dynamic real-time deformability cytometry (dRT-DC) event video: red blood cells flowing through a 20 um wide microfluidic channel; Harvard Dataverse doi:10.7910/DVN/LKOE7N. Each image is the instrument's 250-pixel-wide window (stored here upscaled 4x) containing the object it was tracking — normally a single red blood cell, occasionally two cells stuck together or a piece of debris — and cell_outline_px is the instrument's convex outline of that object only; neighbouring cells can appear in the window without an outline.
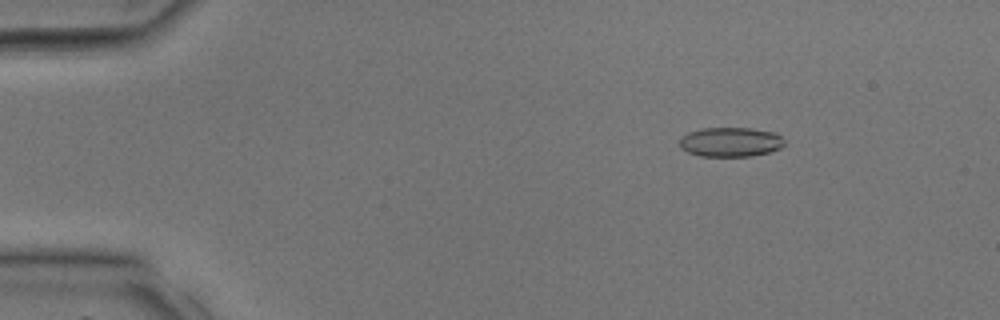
{"species": "common noctule bat (a hibernating species)", "species_latin": "Nyctalus noctula", "temperature_condition": "room temperature", "stored_images_in_passage": 34, "camera_frame_rate_fps": 3000, "um_per_image_px": 0.085, "animal": {"sex": "male", "body_mass_g": 17.9, "forearm_length_mm": 54.2}, "frame": {"image": 1, "passage_image": 4, "time_ms": 1.0, "image_size_px": [1000, 320], "cell_outline_px": [[784, 144], [780, 148], [768, 152], [752, 156], [700, 156], [688, 152], [680, 148], [680, 136], [688, 132], [704, 128], [752, 128], [776, 132], [784, 140]], "centroid_in_image_um": [62.08, 12.06], "position_along_channel_um": 22.9, "area_um2": 18.09}}
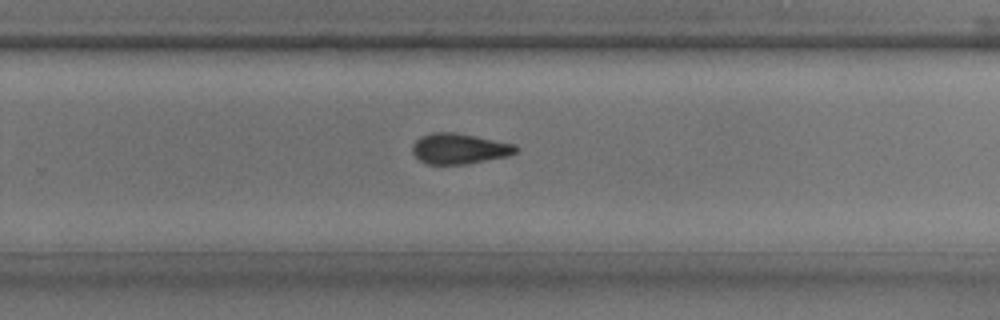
{"frame": {"image": 2, "passage_image": 22, "time_ms": 7.0, "image_size_px": [1000, 320], "cell_outline_px": [[520, 148], [516, 152], [508, 156], [468, 164], [424, 164], [412, 152], [412, 144], [420, 136], [432, 132], [456, 132], [516, 144]], "centroid_in_image_um": [39.05, 12.63], "position_along_channel_um": 290.8, "area_um2": 18.67}}
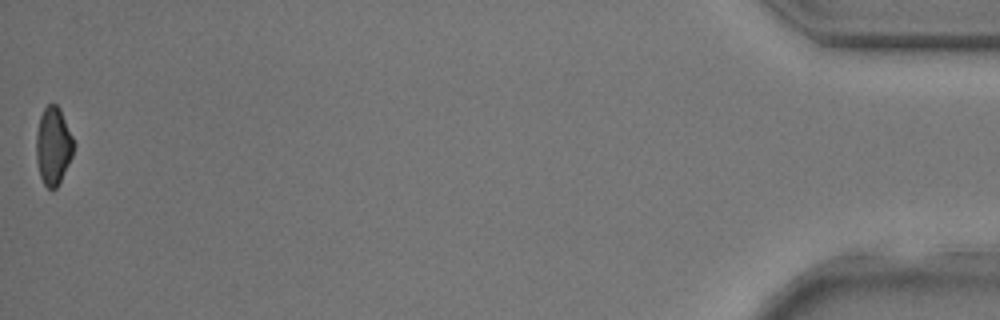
{"frame": {"image": 3, "passage_image": 34, "time_ms": 11.0, "image_size_px": [1000, 320], "cell_outline_px": [[76, 144], [72, 156], [56, 188], [52, 192], [44, 184], [40, 176], [36, 160], [36, 132], [40, 116], [44, 108], [48, 104], [56, 104], [60, 108]], "centroid_in_image_um": [4.52, 12.39], "position_along_channel_um": 430.7, "area_um2": 17.11}}